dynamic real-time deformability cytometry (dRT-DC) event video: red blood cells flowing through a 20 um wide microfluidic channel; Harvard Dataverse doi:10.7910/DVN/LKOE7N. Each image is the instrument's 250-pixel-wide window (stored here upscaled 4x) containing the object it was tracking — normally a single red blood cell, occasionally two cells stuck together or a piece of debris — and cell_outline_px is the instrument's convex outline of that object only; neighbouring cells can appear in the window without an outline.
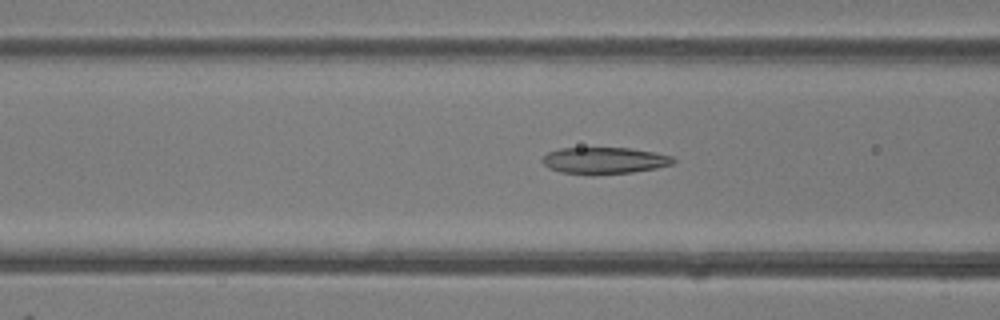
{"species": "common noctule bat (a hibernating species)", "species_latin": "Nyctalus noctula", "temperature_condition": "room temperature", "stored_images_in_passage": 48, "camera_frame_rate_fps": 3000, "um_per_image_px": 0.085, "animal": {"sex": "female"}, "frame": {"image": 1, "passage_image": 19, "time_ms": 6.0, "image_size_px": [1000, 320], "cell_outline_px": [[676, 160], [672, 164], [656, 168], [632, 172], [592, 176], [560, 172], [548, 168], [540, 160], [548, 152], [560, 148], [632, 148], [672, 156]], "centroid_in_image_um": [51.33, 13.66], "position_along_channel_um": 115.3, "area_um2": 20.58}}
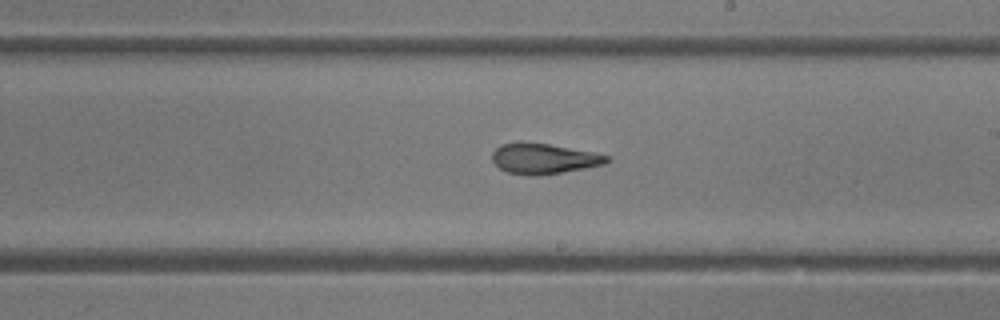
{"frame": {"image": 2, "passage_image": 28, "time_ms": 9.0, "image_size_px": [1000, 320], "cell_outline_px": [[608, 160], [604, 164], [584, 168], [560, 172], [532, 176], [528, 176], [508, 172], [500, 168], [492, 160], [492, 152], [500, 144], [520, 140], [548, 144], [592, 152], [608, 156]], "centroid_in_image_um": [46.13, 13.46], "position_along_channel_um": 242.9, "area_um2": 20.23}}
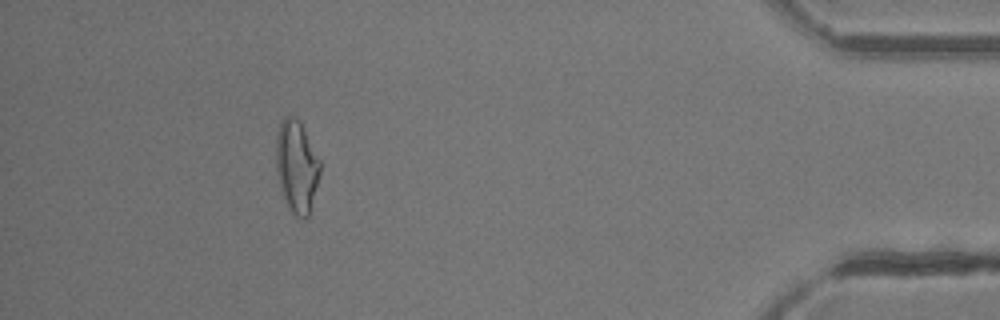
{"frame": {"image": 3, "passage_image": 44, "time_ms": 14.333, "image_size_px": [1000, 320], "cell_outline_px": [[320, 172], [308, 216], [304, 220], [296, 216], [288, 208], [276, 172], [276, 132], [284, 116], [292, 116], [300, 120], [320, 160]], "centroid_in_image_um": [25.2, 14.11], "position_along_channel_um": 410.0, "area_um2": 23.52}, "authors_computed_cell_mechanics": {"area_um2": 21.5594, "velocity_mm_per_s": 4.2489, "shape_relaxation_time_tau1_ms": null, "shape_relaxation_time_tau2_ms": 1.0653, "deformation_change_tau1": null, "deformation_change_tau2": 0.0911}}